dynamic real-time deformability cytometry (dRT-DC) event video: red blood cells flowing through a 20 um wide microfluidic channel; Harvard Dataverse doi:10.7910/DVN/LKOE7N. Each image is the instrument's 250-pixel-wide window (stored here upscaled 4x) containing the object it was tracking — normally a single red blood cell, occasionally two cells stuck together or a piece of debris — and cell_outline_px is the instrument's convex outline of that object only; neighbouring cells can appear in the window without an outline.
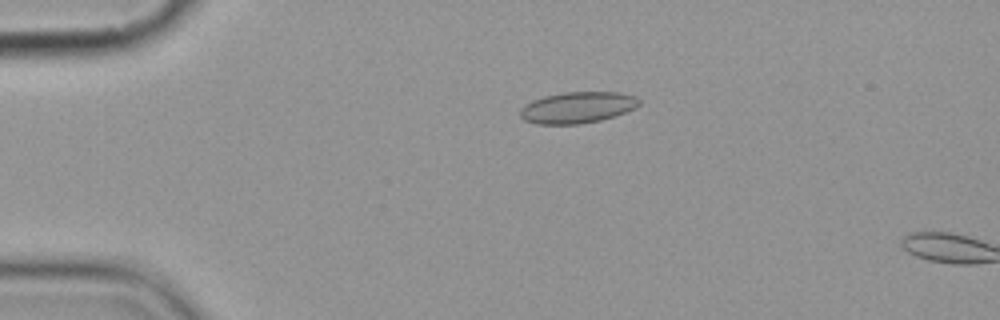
{"species": "common noctule bat (a hibernating species)", "species_latin": "Nyctalus noctula", "temperature_condition": "cold", "stored_images_in_passage": 5, "camera_frame_rate_fps": 3000, "um_per_image_px": 0.085, "animal": {"sex": "female", "body_mass_g": 19.9}, "frame": {"image": 1, "passage_image": 4, "time_ms": 3.667, "image_size_px": [1000, 320], "cell_outline_px": [[640, 104], [636, 108], [616, 116], [600, 120], [580, 124], [536, 124], [524, 120], [520, 116], [520, 108], [532, 100], [544, 96], [564, 92], [620, 92], [636, 96], [640, 100]], "centroid_in_image_um": [49.1, 9.13], "position_along_channel_um": 35.9, "area_um2": 21.91}}